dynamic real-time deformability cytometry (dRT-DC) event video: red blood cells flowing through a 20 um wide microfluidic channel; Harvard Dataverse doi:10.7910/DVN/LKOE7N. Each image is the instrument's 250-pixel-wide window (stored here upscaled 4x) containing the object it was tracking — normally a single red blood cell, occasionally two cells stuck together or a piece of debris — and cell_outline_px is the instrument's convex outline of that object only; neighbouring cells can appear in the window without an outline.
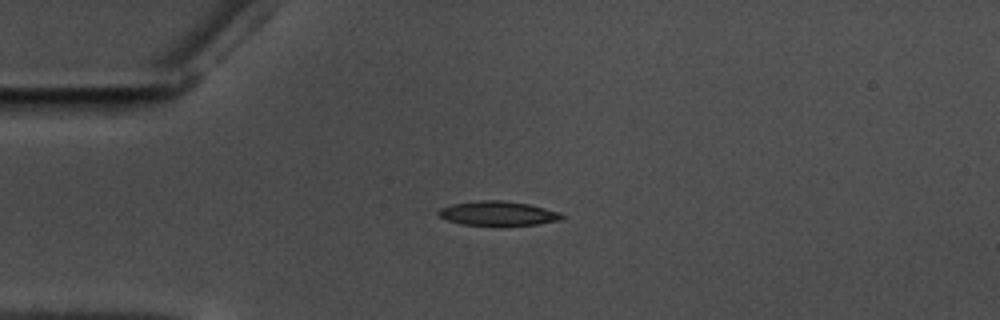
{"species": "common noctule bat (a hibernating species)", "species_latin": "Nyctalus noctula", "temperature_condition": "warm", "stored_images_in_passage": 44, "camera_frame_rate_fps": 3000, "um_per_image_px": 0.085, "animal": {"sex": "male", "body_mass_g": 17.5, "forearm_length_mm": 52.3}, "frame": {"image": 1, "passage_image": 1, "time_ms": 0.0, "image_size_px": [1000, 320], "cell_outline_px": [[564, 216], [560, 220], [536, 224], [500, 228], [496, 228], [460, 224], [448, 220], [440, 216], [436, 212], [440, 208], [452, 204], [480, 200], [504, 200], [528, 204], [560, 212]], "centroid_in_image_um": [42.31, 18.18], "position_along_channel_um": 42.7, "area_um2": 18.21}}
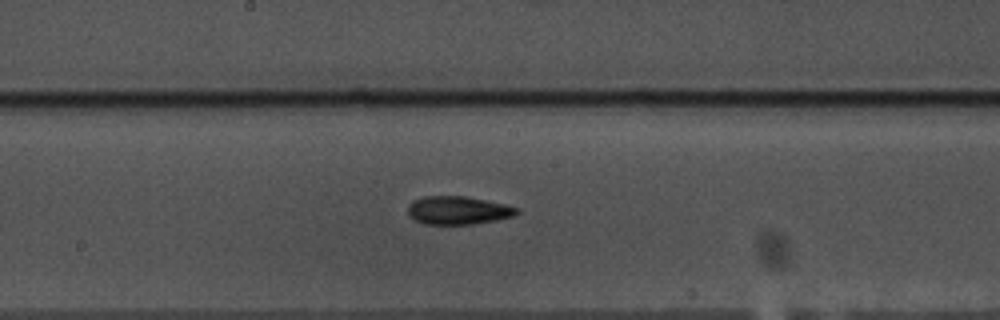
{"frame": {"image": 2, "passage_image": 17, "time_ms": 5.333, "image_size_px": [1000, 320], "cell_outline_px": [[520, 212], [516, 216], [496, 220], [472, 224], [424, 224], [408, 216], [408, 204], [412, 200], [424, 196], [464, 196], [504, 204], [520, 208]], "centroid_in_image_um": [38.94, 17.88], "position_along_channel_um": 209.3, "area_um2": 18.03}}
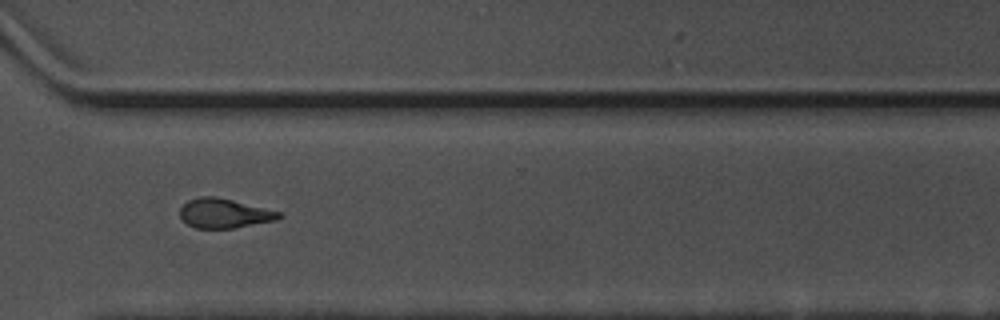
{"frame": {"image": 3, "passage_image": 29, "time_ms": 9.333, "image_size_px": [1000, 320], "cell_outline_px": [[284, 216], [276, 220], [232, 228], [196, 228], [188, 224], [180, 216], [180, 208], [188, 200], [200, 196], [216, 196], [284, 212]], "centroid_in_image_um": [19.1, 18.12], "position_along_channel_um": 351.5, "area_um2": 17.05}, "authors_computed_cell_mechanics": {"area_um2": 17.629, "velocity_mm_per_s": 3.5528, "shape_relaxation_time_tau1_ms": 4.5906, "shape_relaxation_time_tau2_ms": 3.7665, "deformation_change_tau1": 0.1563, "deformation_change_tau2": 0.1183}}